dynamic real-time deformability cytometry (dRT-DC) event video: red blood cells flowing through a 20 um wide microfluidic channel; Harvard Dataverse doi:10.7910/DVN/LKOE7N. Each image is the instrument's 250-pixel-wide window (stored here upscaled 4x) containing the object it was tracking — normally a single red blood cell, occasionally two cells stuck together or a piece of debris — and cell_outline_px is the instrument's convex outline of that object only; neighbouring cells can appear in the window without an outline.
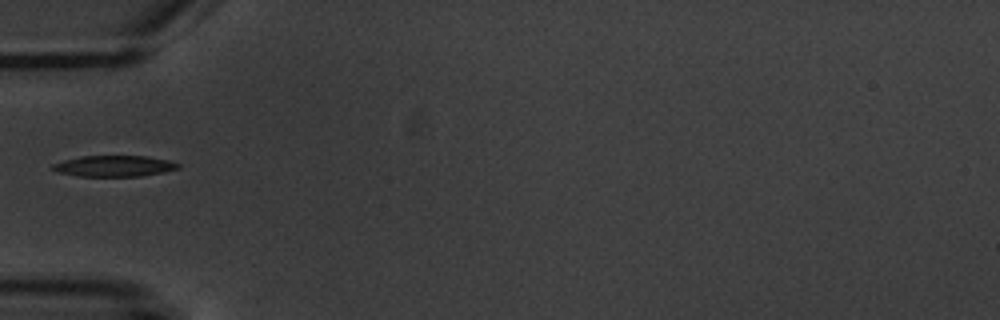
{"species": "common noctule bat (a hibernating species)", "species_latin": "Nyctalus noctula", "temperature_condition": "warm", "stored_images_in_passage": 2, "camera_frame_rate_fps": 3000, "um_per_image_px": 0.085, "animal": {"sex": "male", "body_mass_g": 20.1, "forearm_length_mm": 53.5}, "frame": {"image": 1, "passage_image": 2, "time_ms": 1.333, "image_size_px": [1000, 320], "cell_outline_px": [[180, 168], [164, 172], [140, 176], [80, 176], [60, 172], [52, 168], [52, 164], [64, 160], [80, 156], [148, 156], [168, 160], [180, 164]], "centroid_in_image_um": [9.75, 14.1], "position_along_channel_um": 75.3, "area_um2": 15.26}}